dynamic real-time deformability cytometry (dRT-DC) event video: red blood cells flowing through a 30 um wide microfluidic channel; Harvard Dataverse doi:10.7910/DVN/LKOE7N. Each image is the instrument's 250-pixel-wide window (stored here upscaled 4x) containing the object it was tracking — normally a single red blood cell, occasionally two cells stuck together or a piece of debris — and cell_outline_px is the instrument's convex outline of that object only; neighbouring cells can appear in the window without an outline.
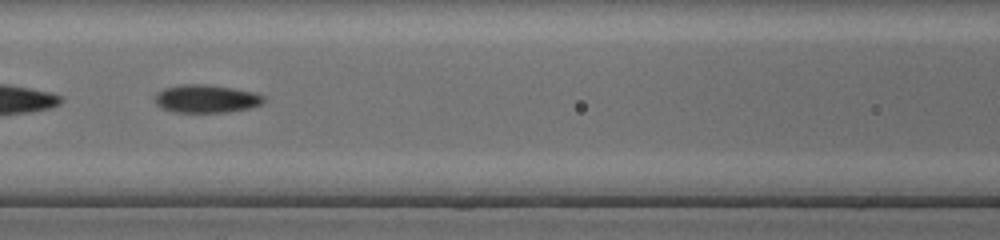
{"species": "common noctule bat (a hibernating species)", "species_latin": "Nyctalus noctula", "temperature_condition": "cold", "stored_images_in_passage": 47, "segment_of_instrument_passage": [2, 2], "camera_frame_rate_fps": 3000, "um_per_image_px": 0.085, "animal": {"sex": "female", "body_mass_g": 17.0, "forearm_length_mm": 48.0}, "frame": {"image": 1, "passage_image": 21, "time_ms": 6.667, "image_size_px": [1000, 240], "cell_outline_px": [[264, 100], [260, 104], [248, 108], [228, 112], [172, 112], [160, 108], [156, 104], [156, 92], [164, 88], [180, 84], [208, 84], [232, 88], [252, 92], [264, 96]], "centroid_in_image_um": [17.47, 8.39], "position_along_channel_um": 149.1, "area_um2": 17.74}}
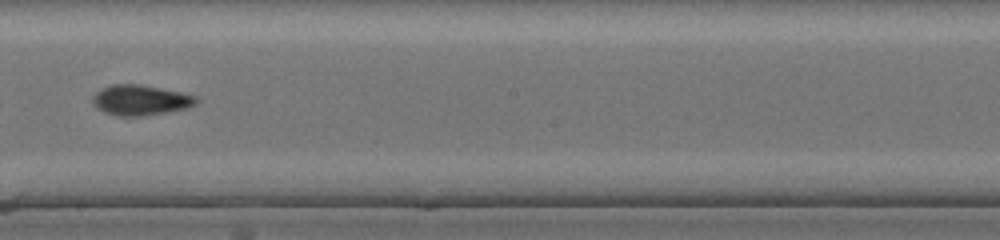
{"frame": {"image": 2, "passage_image": 27, "time_ms": 8.667, "image_size_px": [1000, 240], "cell_outline_px": [[200, 100], [196, 104], [184, 108], [164, 112], [140, 116], [116, 116], [104, 112], [96, 108], [92, 104], [92, 96], [100, 88], [112, 84], [140, 84], [180, 92], [196, 96]], "centroid_in_image_um": [11.88, 8.5], "position_along_channel_um": 236.3, "area_um2": 18.32}}
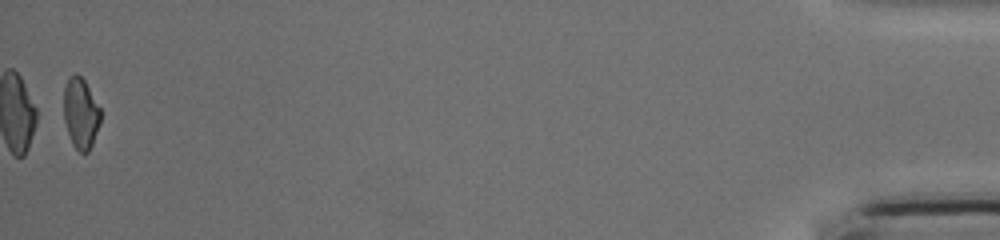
{"frame": {"image": 3, "passage_image": 47, "time_ms": 15.333, "image_size_px": [1000, 240], "cell_outline_px": [[100, 124], [92, 144], [88, 152], [80, 152], [72, 144], [64, 120], [64, 88], [68, 76], [76, 72], [84, 80], [100, 108]], "centroid_in_image_um": [6.85, 9.61], "position_along_channel_um": 428.3, "area_um2": 15.09}}